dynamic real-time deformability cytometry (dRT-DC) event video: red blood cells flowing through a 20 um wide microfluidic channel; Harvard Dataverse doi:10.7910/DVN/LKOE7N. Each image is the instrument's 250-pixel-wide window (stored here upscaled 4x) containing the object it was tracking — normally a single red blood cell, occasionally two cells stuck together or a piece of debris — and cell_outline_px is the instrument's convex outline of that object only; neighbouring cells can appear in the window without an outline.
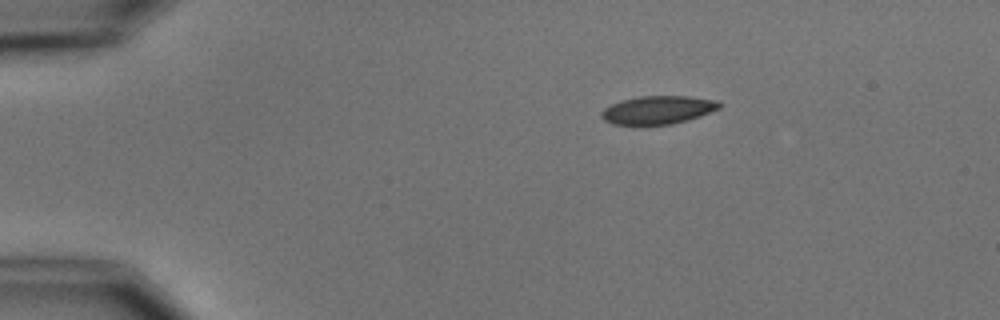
{"species": "common noctule bat (a hibernating species)", "species_latin": "Nyctalus noctula", "temperature_condition": "cold", "stored_images_in_passage": 3, "camera_frame_rate_fps": 3000, "um_per_image_px": 0.085, "animal": {"sex": "male", "body_mass_g": 15.6}, "frame": {"image": 1, "passage_image": 1, "time_ms": 0.0, "image_size_px": [1000, 320], "cell_outline_px": [[724, 104], [720, 108], [700, 116], [688, 120], [672, 124], [612, 124], [604, 120], [600, 116], [600, 112], [604, 108], [620, 100], [640, 96], [688, 96], [720, 100]], "centroid_in_image_um": [55.96, 9.33], "position_along_channel_um": 29.0, "area_um2": 19.54}}